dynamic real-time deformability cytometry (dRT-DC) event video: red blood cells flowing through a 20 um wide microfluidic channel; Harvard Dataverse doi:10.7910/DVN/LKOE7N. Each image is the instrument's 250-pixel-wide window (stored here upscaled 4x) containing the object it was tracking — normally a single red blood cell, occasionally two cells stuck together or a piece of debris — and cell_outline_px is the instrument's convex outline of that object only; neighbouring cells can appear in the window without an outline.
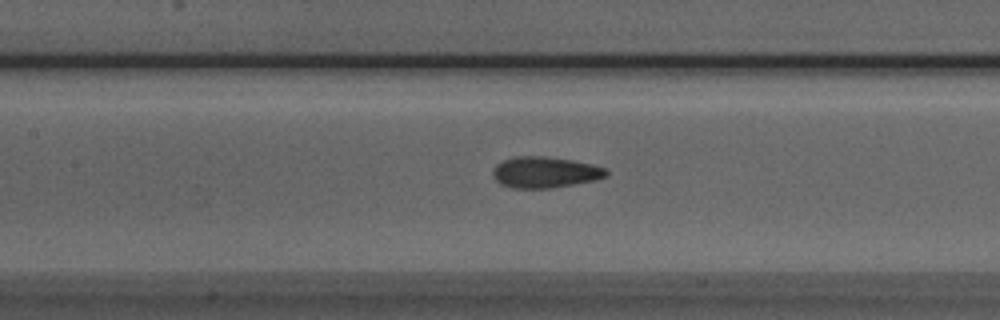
{"species": "Egyptian fruit bat (a non-hibernating species)", "species_latin": "Rousettus aegyptiacus", "temperature_condition": "room temperature", "stored_images_in_passage": 43, "camera_frame_rate_fps": 3000, "um_per_image_px": 0.085, "animal": {"sex": "male"}, "frame": {"image": 1, "passage_image": 15, "time_ms": 4.667, "image_size_px": [1000, 320], "cell_outline_px": [[608, 176], [596, 180], [552, 188], [512, 188], [500, 184], [492, 176], [492, 172], [496, 164], [504, 160], [516, 156], [544, 156], [572, 160], [592, 164], [604, 168], [608, 172]], "centroid_in_image_um": [46.31, 14.65], "position_along_channel_um": 161.1, "area_um2": 20.63}}
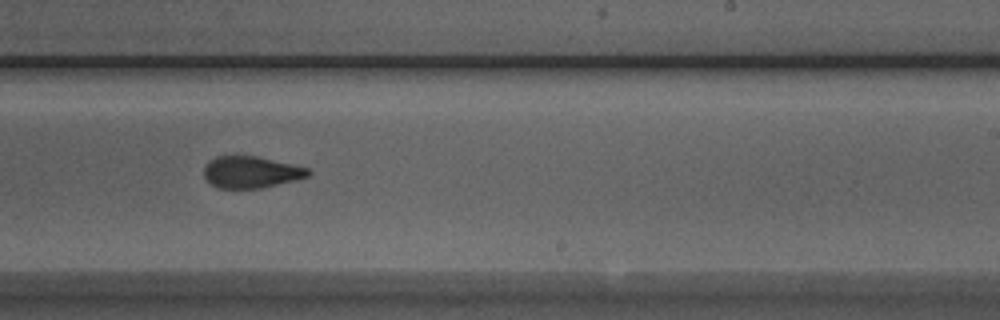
{"frame": {"image": 2, "passage_image": 23, "time_ms": 7.333, "image_size_px": [1000, 320], "cell_outline_px": [[312, 172], [308, 176], [296, 180], [260, 188], [220, 188], [212, 184], [204, 176], [204, 168], [208, 160], [216, 156], [256, 156], [292, 164], [308, 168]], "centroid_in_image_um": [21.34, 14.62], "position_along_channel_um": 267.7, "area_um2": 19.13}}
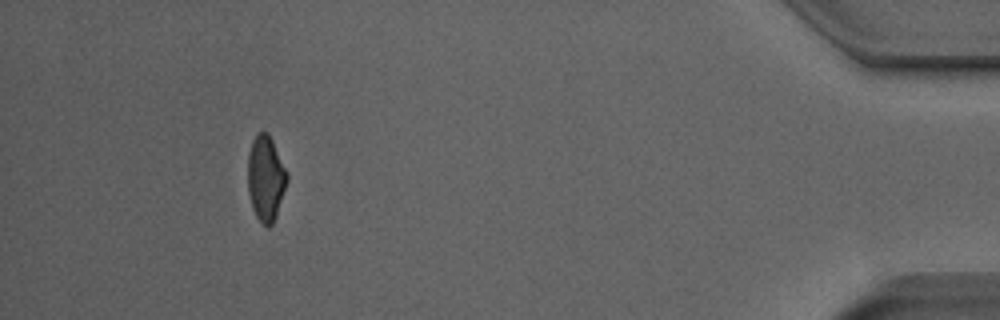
{"frame": {"image": 3, "passage_image": 39, "time_ms": 12.667, "image_size_px": [1000, 320], "cell_outline_px": [[288, 180], [276, 216], [272, 224], [268, 228], [260, 224], [252, 208], [248, 192], [248, 152], [252, 140], [260, 132], [268, 132], [272, 140], [288, 176]], "centroid_in_image_um": [22.57, 15.2], "position_along_channel_um": 412.6, "area_um2": 19.48}, "authors_computed_cell_mechanics": {"area_um2": 20.0566, "velocity_mm_per_s": 4.0068, "shape_relaxation_time_tau1_ms": 5.757, "shape_relaxation_time_tau2_ms": 1.5987, "deformation_change_tau1": 0.1444, "deformation_change_tau2": 0.0791}}